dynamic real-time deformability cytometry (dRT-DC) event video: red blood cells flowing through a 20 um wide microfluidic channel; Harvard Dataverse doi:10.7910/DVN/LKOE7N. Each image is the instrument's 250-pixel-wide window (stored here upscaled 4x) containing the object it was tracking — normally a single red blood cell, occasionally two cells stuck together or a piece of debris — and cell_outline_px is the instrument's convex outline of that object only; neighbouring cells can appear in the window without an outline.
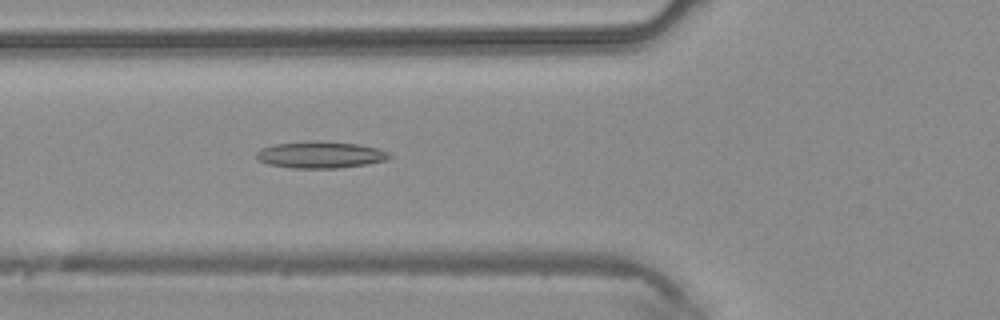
{"species": "common noctule bat (a hibernating species)", "species_latin": "Nyctalus noctula", "temperature_condition": "warm", "stored_images_in_passage": 43, "camera_frame_rate_fps": 3000, "um_per_image_px": 0.085, "animal": {"sex": "male", "body_mass_g": 20.4}, "frame": {"image": 1, "passage_image": 16, "time_ms": 5.0, "image_size_px": [1000, 320], "cell_outline_px": [[392, 156], [388, 160], [368, 164], [340, 168], [292, 168], [268, 164], [260, 160], [256, 156], [256, 152], [260, 148], [276, 144], [312, 140], [360, 144], [380, 148], [392, 152]], "centroid_in_image_um": [27.31, 13.15], "position_along_channel_um": 98.5, "area_um2": 21.04}}
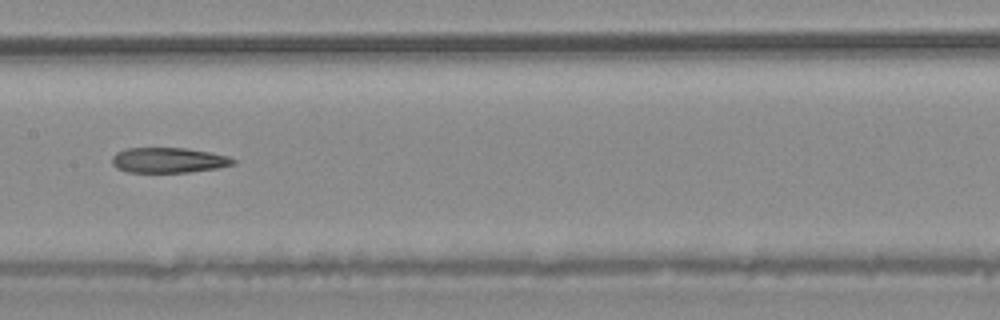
{"frame": {"image": 2, "passage_image": 22, "time_ms": 7.0, "image_size_px": [1000, 320], "cell_outline_px": [[236, 164], [216, 168], [188, 172], [128, 172], [116, 168], [112, 164], [112, 156], [116, 152], [124, 148], [184, 148], [212, 152], [228, 156], [236, 160]], "centroid_in_image_um": [14.31, 13.61], "position_along_channel_um": 193.1, "area_um2": 17.92}}
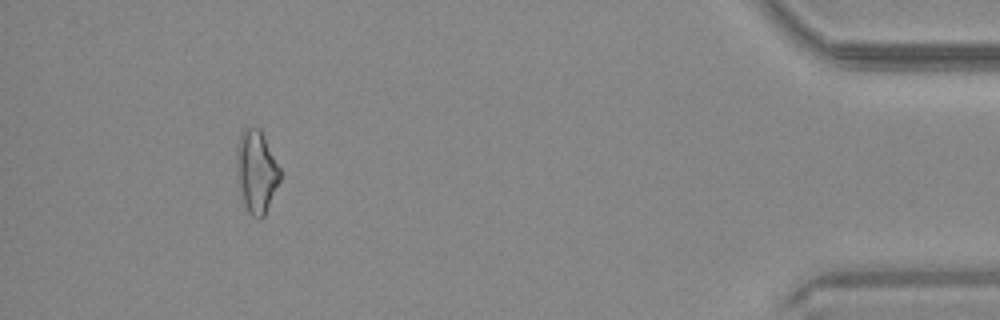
{"frame": {"image": 3, "passage_image": 40, "time_ms": 13.0, "image_size_px": [1000, 320], "cell_outline_px": [[280, 180], [264, 216], [260, 220], [252, 216], [248, 212], [244, 204], [236, 180], [236, 148], [240, 136], [244, 128], [260, 128], [280, 168]], "centroid_in_image_um": [21.77, 14.6], "position_along_channel_um": 413.4, "area_um2": 20.98}}